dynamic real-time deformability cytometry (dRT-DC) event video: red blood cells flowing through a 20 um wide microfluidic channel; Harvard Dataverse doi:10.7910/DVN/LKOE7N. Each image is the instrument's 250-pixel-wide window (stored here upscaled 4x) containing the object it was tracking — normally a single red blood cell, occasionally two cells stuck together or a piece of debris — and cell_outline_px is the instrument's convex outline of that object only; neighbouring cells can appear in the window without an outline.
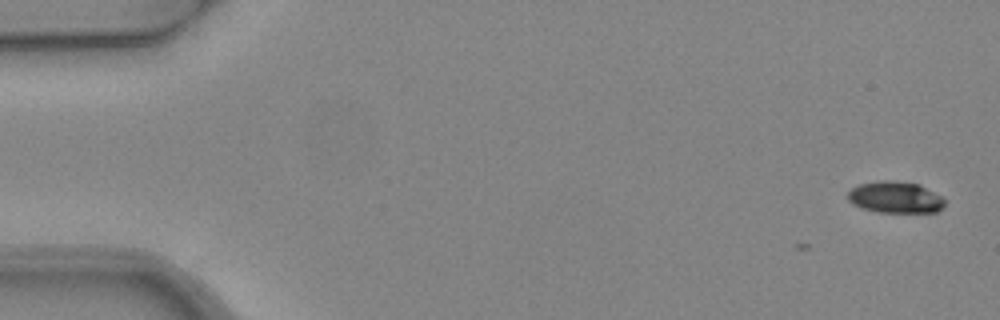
{"species": "common noctule bat (a hibernating species)", "species_latin": "Nyctalus noctula", "temperature_condition": "warm", "stored_images_in_passage": 4, "camera_frame_rate_fps": 3000, "um_per_image_px": 0.085, "animal": {"sex": "female", "body_mass_g": 24.6, "forearm_length_mm": 56.2}, "frame": {"image": 1, "passage_image": 1, "time_ms": 0.0, "image_size_px": [1000, 320], "cell_outline_px": [[944, 204], [936, 212], [876, 212], [860, 208], [852, 204], [848, 200], [848, 192], [852, 188], [860, 184], [876, 180], [892, 180], [920, 184], [940, 196], [944, 200]], "centroid_in_image_um": [76.05, 16.76], "position_along_channel_um": 9.0, "area_um2": 17.86}}
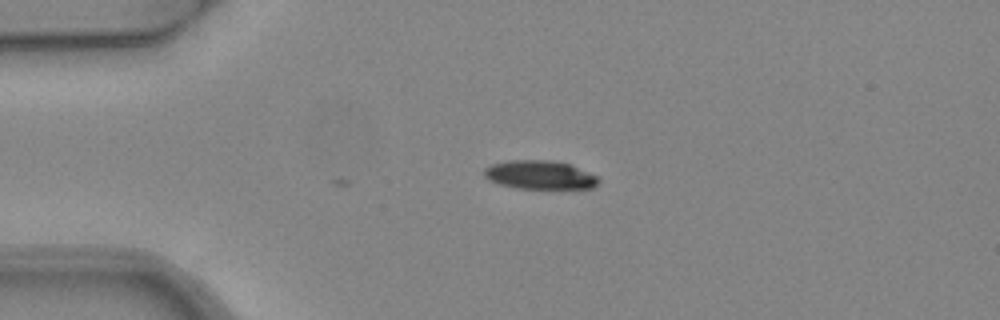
{"frame": {"image": 2, "passage_image": 4, "time_ms": 1.0, "image_size_px": [1000, 320], "cell_outline_px": [[600, 180], [592, 188], [516, 188], [500, 184], [488, 180], [484, 176], [484, 168], [492, 164], [508, 160], [552, 160], [572, 164], [596, 176]], "centroid_in_image_um": [45.86, 14.85], "position_along_channel_um": 39.1, "area_um2": 19.07}}